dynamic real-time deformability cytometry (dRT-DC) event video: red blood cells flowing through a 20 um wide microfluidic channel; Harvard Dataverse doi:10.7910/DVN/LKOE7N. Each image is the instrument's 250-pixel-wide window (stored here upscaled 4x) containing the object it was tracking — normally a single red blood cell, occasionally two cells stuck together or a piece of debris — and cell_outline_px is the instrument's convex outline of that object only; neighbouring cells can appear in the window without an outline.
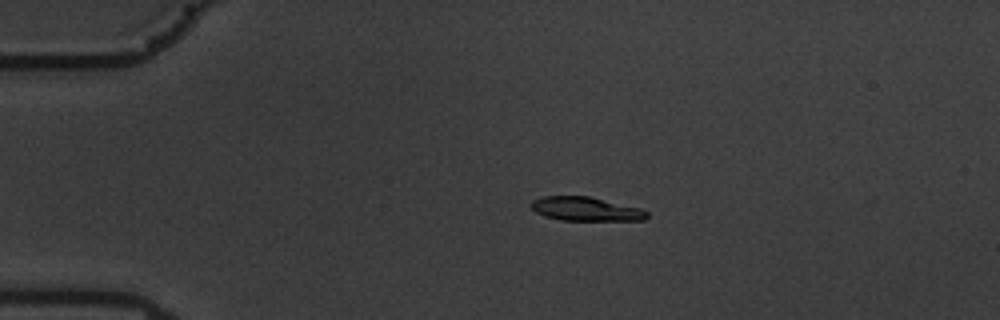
{"species": "common noctule bat (a hibernating species)", "species_latin": "Nyctalus noctula", "temperature_condition": "warm", "stored_images_in_passage": 46, "camera_frame_rate_fps": 3000, "um_per_image_px": 0.085, "animal": {"sex": "male", "body_mass_g": 19.5, "forearm_length_mm": 54.6}, "frame": {"image": 1, "passage_image": 1, "time_ms": 0.0, "image_size_px": [1000, 320], "cell_outline_px": [[648, 216], [644, 220], [560, 220], [544, 216], [536, 212], [528, 204], [532, 200], [544, 196], [588, 196], [640, 208], [648, 212]], "centroid_in_image_um": [49.75, 17.76], "position_along_channel_um": 35.2, "area_um2": 16.07}}
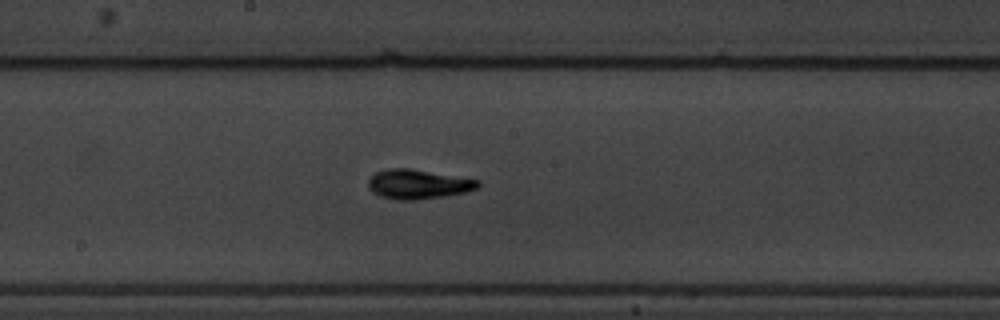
{"frame": {"image": 2, "passage_image": 20, "time_ms": 6.333, "image_size_px": [1000, 320], "cell_outline_px": [[480, 184], [476, 188], [464, 192], [444, 196], [412, 200], [396, 200], [380, 196], [372, 192], [368, 188], [368, 180], [376, 172], [388, 168], [408, 168], [480, 180]], "centroid_in_image_um": [35.49, 15.66], "position_along_channel_um": 212.7, "area_um2": 18.67}}
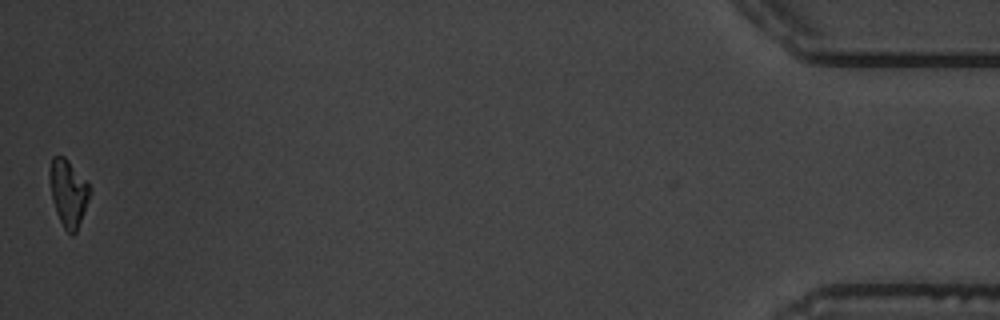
{"frame": {"image": 3, "passage_image": 46, "time_ms": 15.0, "image_size_px": [1000, 320], "cell_outline_px": [[92, 192], [76, 232], [72, 236], [64, 228], [56, 212], [52, 200], [48, 176], [48, 172], [52, 156], [64, 156], [68, 160], [92, 188]], "centroid_in_image_um": [5.8, 16.38], "position_along_channel_um": 429.4, "area_um2": 15.78}, "authors_computed_cell_mechanics": {"area_um2": 16.7909, "velocity_mm_per_s": 3.5264, "shape_relaxation_time_tau1_ms": 2.204, "shape_relaxation_time_tau2_ms": 3.2558, "deformation_change_tau1": 0.1556, "deformation_change_tau2": 0.0884}}